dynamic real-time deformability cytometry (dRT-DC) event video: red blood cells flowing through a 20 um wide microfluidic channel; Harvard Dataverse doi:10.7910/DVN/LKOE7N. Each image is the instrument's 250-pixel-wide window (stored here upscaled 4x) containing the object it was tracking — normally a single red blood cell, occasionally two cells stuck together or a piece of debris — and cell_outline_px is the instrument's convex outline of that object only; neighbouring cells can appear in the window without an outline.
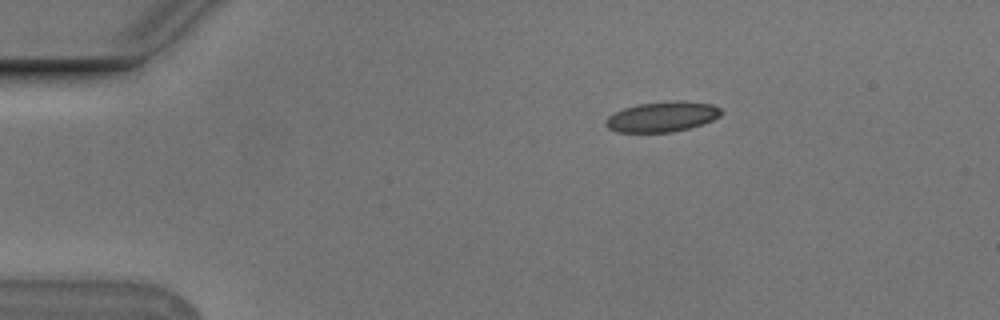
{"species": "Egyptian fruit bat (a non-hibernating species)", "species_latin": "Rousettus aegyptiacus", "temperature_condition": "cold", "stored_images_in_passage": 46, "camera_frame_rate_fps": 3000, "um_per_image_px": 0.085, "animal": {"sex": "male"}, "frame": {"image": 1, "passage_image": 1, "time_ms": 0.0, "image_size_px": [1000, 320], "cell_outline_px": [[724, 112], [720, 116], [712, 120], [688, 128], [672, 132], [616, 132], [608, 128], [604, 124], [604, 120], [608, 116], [624, 108], [636, 104], [676, 100], [680, 100], [712, 104], [720, 108]], "centroid_in_image_um": [56.27, 9.91], "position_along_channel_um": 28.7, "area_um2": 20.4}}
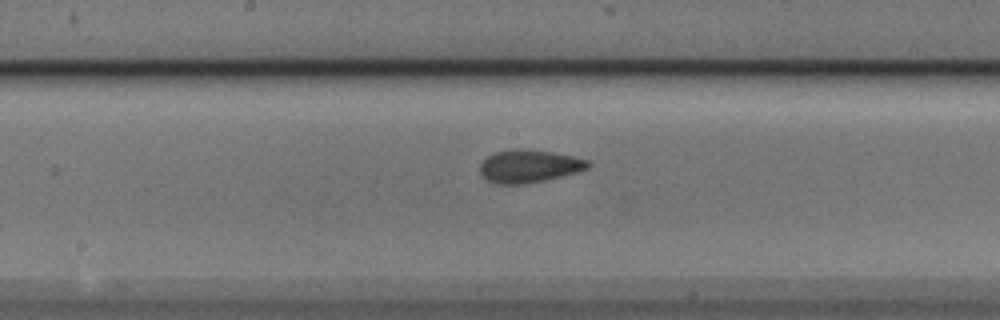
{"frame": {"image": 2, "passage_image": 20, "time_ms": 6.333, "image_size_px": [1000, 320], "cell_outline_px": [[592, 164], [588, 168], [576, 172], [544, 180], [524, 184], [496, 184], [488, 180], [480, 172], [480, 164], [488, 156], [496, 152], [512, 148], [528, 148], [552, 152], [572, 156], [588, 160]], "centroid_in_image_um": [44.97, 14.11], "position_along_channel_um": 203.2, "area_um2": 20.63}}
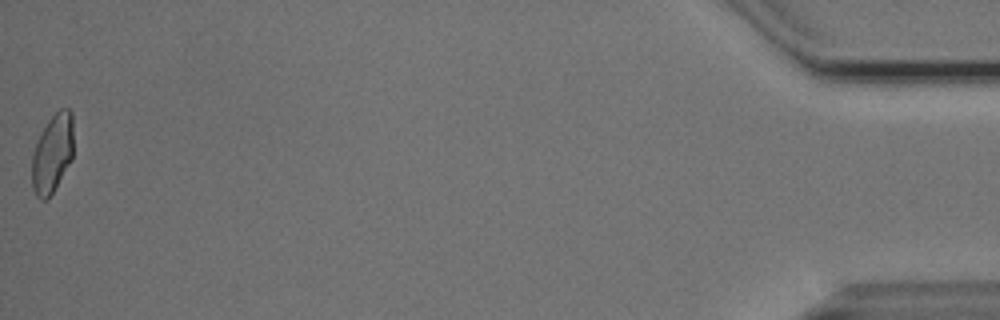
{"frame": {"image": 3, "passage_image": 46, "time_ms": 15.0, "image_size_px": [1000, 320], "cell_outline_px": [[72, 160], [48, 200], [40, 200], [36, 196], [32, 188], [32, 156], [36, 144], [48, 120], [60, 108], [68, 108], [72, 112]], "centroid_in_image_um": [4.45, 13.08], "position_along_channel_um": 430.7, "area_um2": 18.96}, "authors_computed_cell_mechanics": {"area_um2": 19.652, "velocity_mm_per_s": 3.7471, "shape_relaxation_time_tau1_ms": 8.504, "shape_relaxation_time_tau2_ms": 1.9747, "deformation_change_tau1": 0.173, "deformation_change_tau2": 0.0713}}